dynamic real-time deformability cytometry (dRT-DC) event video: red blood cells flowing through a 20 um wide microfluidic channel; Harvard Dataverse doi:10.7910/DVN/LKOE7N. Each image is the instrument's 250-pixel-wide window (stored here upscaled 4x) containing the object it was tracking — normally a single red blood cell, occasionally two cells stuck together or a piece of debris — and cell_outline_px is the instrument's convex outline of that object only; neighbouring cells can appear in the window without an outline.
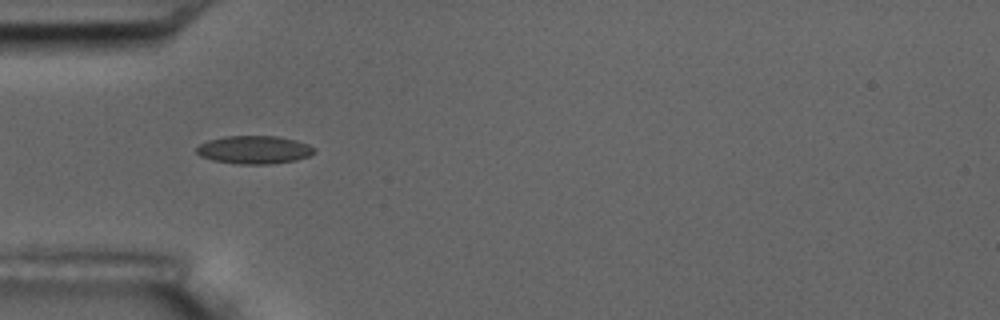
{"species": "common noctule bat (a hibernating species)", "species_latin": "Nyctalus noctula", "temperature_condition": "room temperature", "stored_images_in_passage": 17, "camera_frame_rate_fps": 3000, "um_per_image_px": 0.085, "animal": {"sex": "male", "body_mass_g": 17.5, "forearm_length_mm": 52.3}, "frame": {"image": 1, "passage_image": 6, "time_ms": 5.667, "image_size_px": [1000, 320], "cell_outline_px": [[316, 152], [308, 156], [296, 160], [268, 164], [236, 164], [212, 160], [200, 156], [196, 152], [196, 148], [200, 144], [208, 140], [224, 136], [276, 136], [296, 140], [308, 144], [316, 148]], "centroid_in_image_um": [21.61, 12.73], "position_along_channel_um": 63.4, "area_um2": 19.36}}
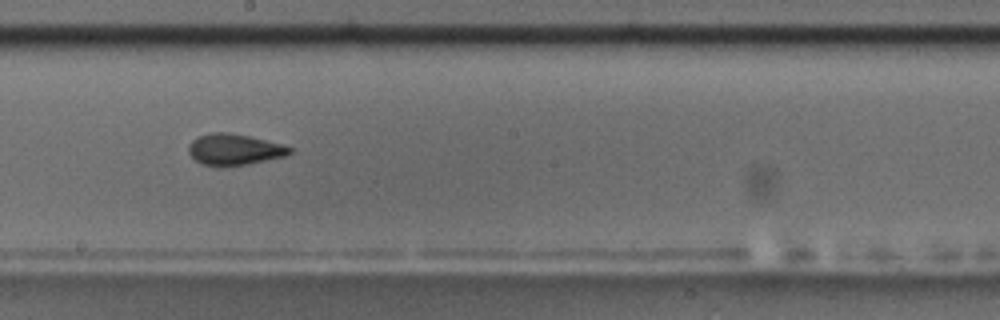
{"frame": {"image": 2, "passage_image": 10, "time_ms": 10.333, "image_size_px": [1000, 320], "cell_outline_px": [[292, 152], [288, 156], [248, 164], [224, 168], [216, 168], [200, 164], [188, 152], [188, 144], [192, 140], [200, 136], [212, 132], [228, 132], [248, 136], [280, 144], [292, 148]], "centroid_in_image_um": [19.88, 12.74], "position_along_channel_um": 228.3, "area_um2": 18.73}, "authors_computed_cell_mechanics": {"area_um2": 17.9758, "velocity_mm_per_s": 3.5585, "shape_relaxation_time_tau1_ms": 5.9765, "shape_relaxation_time_tau2_ms": 7.2213, "deformation_change_tau1": 0.1219, "deformation_change_tau2": 0.0871}}